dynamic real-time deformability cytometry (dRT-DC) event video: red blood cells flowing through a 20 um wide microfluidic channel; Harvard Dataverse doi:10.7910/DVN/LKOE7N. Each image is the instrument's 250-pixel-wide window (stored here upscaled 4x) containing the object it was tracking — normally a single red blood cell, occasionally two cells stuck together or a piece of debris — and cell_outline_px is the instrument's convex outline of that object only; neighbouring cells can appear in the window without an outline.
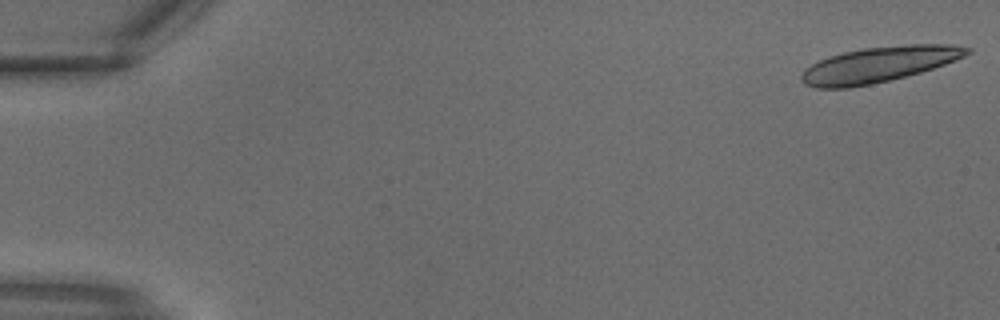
{"species": "common noctule bat (a hibernating species)", "species_latin": "Nyctalus noctula", "temperature_condition": "warm", "stored_images_in_passage": 11, "camera_frame_rate_fps": 3000, "um_per_image_px": 0.085, "animal": {"sex": "male", "body_mass_g": 18.8}, "frame": {"image": 1, "passage_image": 1, "time_ms": 0.0, "image_size_px": [1000, 320], "cell_outline_px": [[972, 52], [956, 60], [920, 72], [872, 84], [848, 88], [816, 88], [804, 84], [800, 80], [800, 76], [804, 68], [828, 56], [844, 52], [864, 48], [908, 44], [952, 44], [972, 48]], "centroid_in_image_um": [74.68, 5.48], "position_along_channel_um": 10.3, "area_um2": 34.22}}